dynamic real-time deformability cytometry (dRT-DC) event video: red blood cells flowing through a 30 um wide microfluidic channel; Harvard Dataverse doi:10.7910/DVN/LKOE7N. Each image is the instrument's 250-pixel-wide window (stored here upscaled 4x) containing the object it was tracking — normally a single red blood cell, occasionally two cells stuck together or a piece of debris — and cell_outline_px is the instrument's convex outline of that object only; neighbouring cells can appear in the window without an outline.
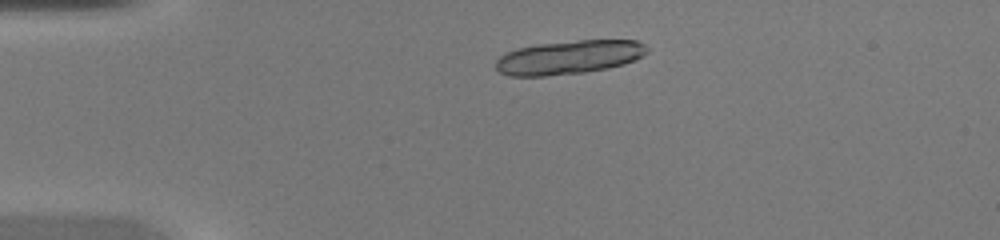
{"species": "common noctule bat (a hibernating species)", "species_latin": "Nyctalus noctula", "temperature_condition": "warm", "stored_images_in_passage": 8, "camera_frame_rate_fps": 3000, "um_per_image_px": 0.085, "animal": {"sex": "female", "body_mass_g": 20.0, "forearm_length_mm": 54.0}, "frame": {"image": 1, "passage_image": 1, "time_ms": 0.0, "image_size_px": [1000, 240], "cell_outline_px": [[648, 52], [636, 60], [624, 64], [608, 68], [584, 72], [544, 76], [508, 76], [500, 72], [496, 68], [496, 60], [500, 56], [508, 52], [520, 48], [540, 44], [576, 40], [636, 40], [644, 44], [648, 48]], "centroid_in_image_um": [48.4, 4.87], "position_along_channel_um": 36.6, "area_um2": 29.65}}